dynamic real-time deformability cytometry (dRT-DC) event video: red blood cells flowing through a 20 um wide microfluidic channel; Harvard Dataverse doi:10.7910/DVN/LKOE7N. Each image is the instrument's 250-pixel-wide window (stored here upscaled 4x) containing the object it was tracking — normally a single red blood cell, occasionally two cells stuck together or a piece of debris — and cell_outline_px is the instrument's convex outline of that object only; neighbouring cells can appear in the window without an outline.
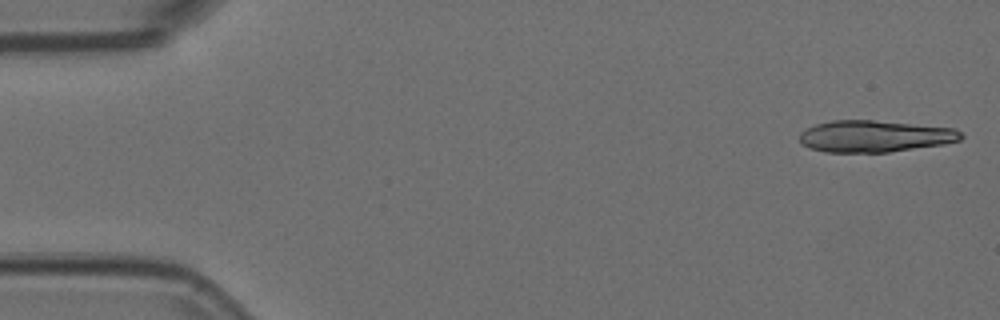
{"species": "Egyptian fruit bat (a non-hibernating species)", "species_latin": "Rousettus aegyptiacus", "temperature_condition": "room temperature", "stored_images_in_passage": 14, "camera_frame_rate_fps": 3000, "um_per_image_px": 0.085, "animal": {"sex": "female"}, "frame": {"image": 1, "passage_image": 1, "time_ms": 0.0, "image_size_px": [1000, 320], "cell_outline_px": [[964, 136], [960, 140], [944, 144], [888, 152], [828, 152], [812, 148], [804, 144], [800, 140], [800, 132], [816, 124], [832, 120], [872, 120], [956, 128]], "centroid_in_image_um": [74.39, 11.57], "position_along_channel_um": 10.6, "area_um2": 29.59}}